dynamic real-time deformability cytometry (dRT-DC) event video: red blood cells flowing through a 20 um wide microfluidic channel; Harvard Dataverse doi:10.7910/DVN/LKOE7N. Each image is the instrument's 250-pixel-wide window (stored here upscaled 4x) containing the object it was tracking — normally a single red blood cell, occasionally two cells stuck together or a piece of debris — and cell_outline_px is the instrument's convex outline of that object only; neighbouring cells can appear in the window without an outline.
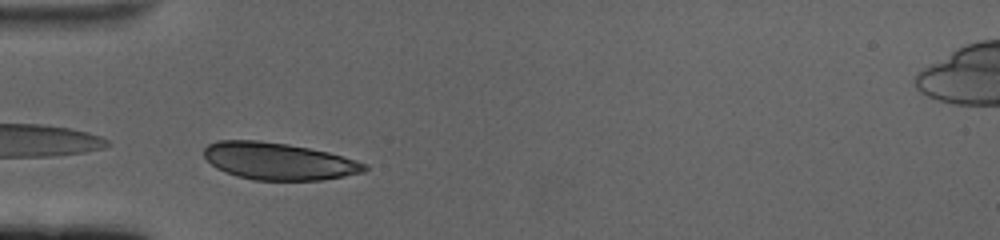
{"species": "human", "species_latin": "Homo sapiens", "temperature_condition": "cold", "stored_images_in_passage": 39, "camera_frame_rate_fps": 3000, "um_per_image_px": 0.085, "donor": {"sex": "female"}, "frame": {"image": 1, "passage_image": 1, "time_ms": 0.0, "image_size_px": [1000, 240], "cell_outline_px": [[368, 168], [364, 172], [344, 176], [320, 180], [252, 180], [236, 176], [216, 168], [204, 156], [204, 148], [208, 144], [220, 140], [256, 140], [288, 144], [328, 152], [356, 160], [368, 164]], "centroid_in_image_um": [23.68, 13.7], "position_along_channel_um": 61.3, "area_um2": 34.68}}
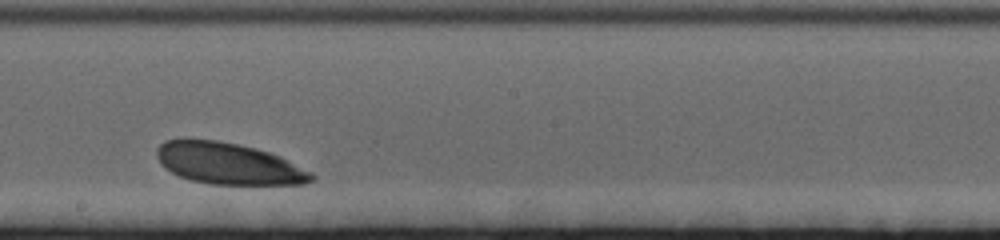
{"frame": {"image": 2, "passage_image": 17, "time_ms": 5.333, "image_size_px": [1000, 240], "cell_outline_px": [[316, 176], [312, 180], [304, 184], [208, 184], [192, 180], [180, 176], [164, 168], [160, 164], [156, 156], [156, 148], [164, 140], [216, 140], [256, 148], [280, 156], [312, 172]], "centroid_in_image_um": [19.41, 13.91], "position_along_channel_um": 228.8, "area_um2": 37.22}}
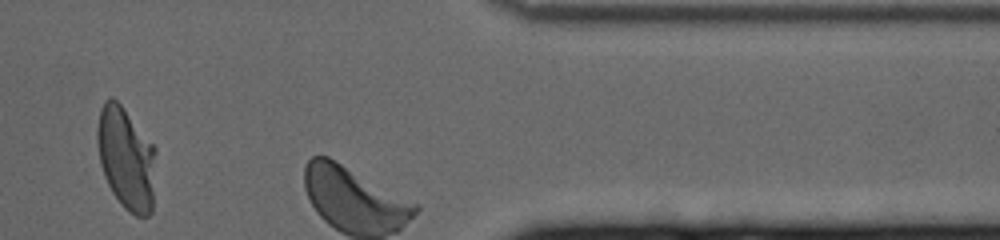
{"frame": {"image": 3, "passage_image": 32, "time_ms": 10.333, "image_size_px": [1000, 240], "cell_outline_px": [[156, 152], [152, 212], [148, 216], [136, 216], [128, 212], [120, 204], [112, 192], [104, 176], [100, 164], [96, 140], [96, 128], [100, 108], [104, 100], [112, 96], [120, 104], [156, 148]], "centroid_in_image_um": [10.71, 13.47], "position_along_channel_um": 400.7, "area_um2": 35.32}}